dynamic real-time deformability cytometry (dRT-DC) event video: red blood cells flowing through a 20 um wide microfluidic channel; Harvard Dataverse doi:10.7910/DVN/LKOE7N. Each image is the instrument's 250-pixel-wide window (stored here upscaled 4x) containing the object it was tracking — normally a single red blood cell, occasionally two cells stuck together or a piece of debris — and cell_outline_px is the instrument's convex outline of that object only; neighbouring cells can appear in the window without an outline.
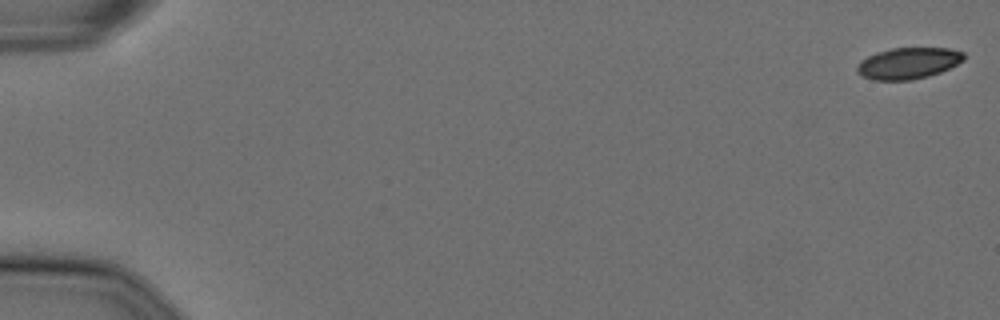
{"species": "Egyptian fruit bat (a non-hibernating species)", "species_latin": "Rousettus aegyptiacus", "temperature_condition": "cold", "stored_images_in_passage": 57, "camera_frame_rate_fps": 3000, "um_per_image_px": 0.085, "animal": {"sex": "female"}, "frame": {"image": 1, "passage_image": 1, "time_ms": 0.0, "image_size_px": [1000, 320], "cell_outline_px": [[964, 60], [940, 72], [928, 76], [912, 80], [872, 80], [856, 72], [856, 68], [868, 56], [876, 52], [892, 48], [948, 48], [964, 52]], "centroid_in_image_um": [77.21, 5.37], "position_along_channel_um": 7.8, "area_um2": 19.31}}
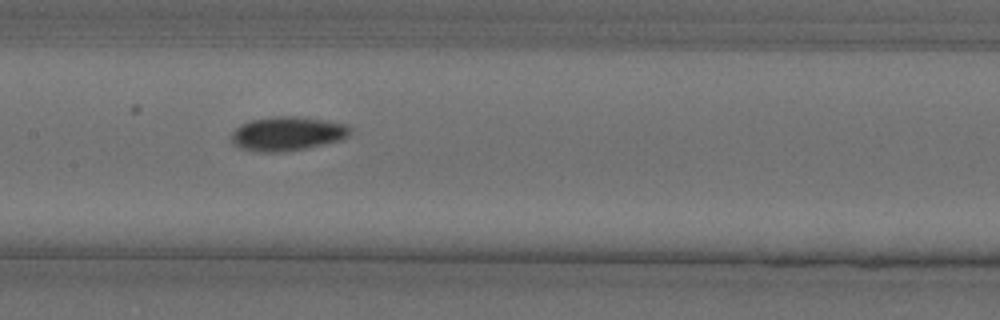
{"frame": {"image": 2, "passage_image": 29, "time_ms": 9.333, "image_size_px": [1000, 320], "cell_outline_px": [[352, 132], [348, 136], [340, 140], [308, 148], [280, 152], [260, 152], [240, 148], [232, 144], [232, 132], [240, 124], [252, 120], [272, 116], [296, 116], [324, 120], [348, 124], [352, 128]], "centroid_in_image_um": [24.44, 11.36], "position_along_channel_um": 183.0, "area_um2": 23.76}}
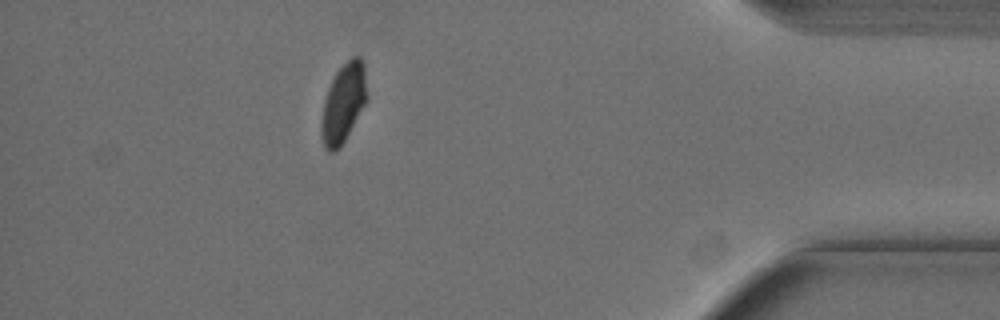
{"frame": {"image": 3, "passage_image": 51, "time_ms": 16.667, "image_size_px": [1000, 320], "cell_outline_px": [[368, 100], [340, 148], [332, 152], [328, 152], [324, 148], [320, 136], [320, 124], [324, 100], [328, 88], [336, 72], [352, 56], [360, 56], [364, 64], [368, 96]], "centroid_in_image_um": [29.19, 8.79], "position_along_channel_um": 406.0, "area_um2": 21.33}, "authors_computed_cell_mechanics": {"area_um2": 21.675, "velocity_mm_per_s": 3.6099, "shape_relaxation_time_tau1_ms": 6.9237, "shape_relaxation_time_tau2_ms": 9.6893, "deformation_change_tau1": 0.1249, "deformation_change_tau2": 0.0815}}